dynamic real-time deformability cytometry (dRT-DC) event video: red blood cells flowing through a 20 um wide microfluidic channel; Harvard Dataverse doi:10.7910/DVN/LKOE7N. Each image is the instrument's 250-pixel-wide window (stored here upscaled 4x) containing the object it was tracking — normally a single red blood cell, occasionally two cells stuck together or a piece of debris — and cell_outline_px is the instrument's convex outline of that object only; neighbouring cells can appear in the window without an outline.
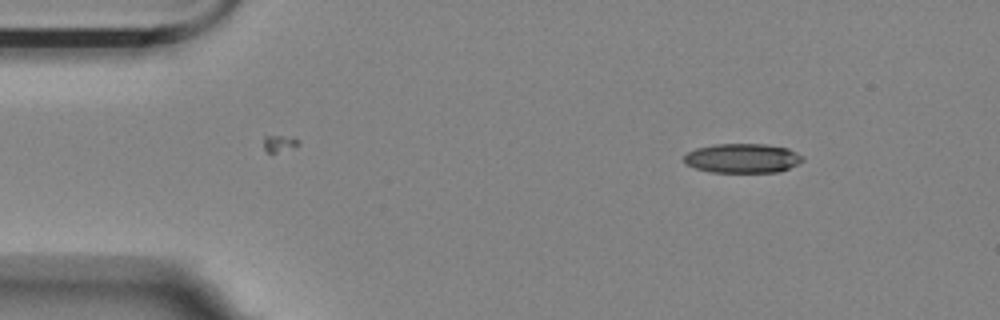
{"species": "Egyptian fruit bat (a non-hibernating species)", "species_latin": "Rousettus aegyptiacus", "temperature_condition": "room temperature", "stored_images_in_passage": 9, "camera_frame_rate_fps": 3000, "um_per_image_px": 0.085, "animal": {"sex": "female"}, "frame": {"image": 1, "passage_image": 1, "time_ms": 0.0, "image_size_px": [1000, 320], "cell_outline_px": [[804, 160], [780, 172], [712, 172], [696, 168], [684, 164], [684, 156], [688, 152], [696, 148], [712, 144], [764, 144], [788, 148], [804, 156]], "centroid_in_image_um": [63.1, 13.45], "position_along_channel_um": 21.9, "area_um2": 20.35}}
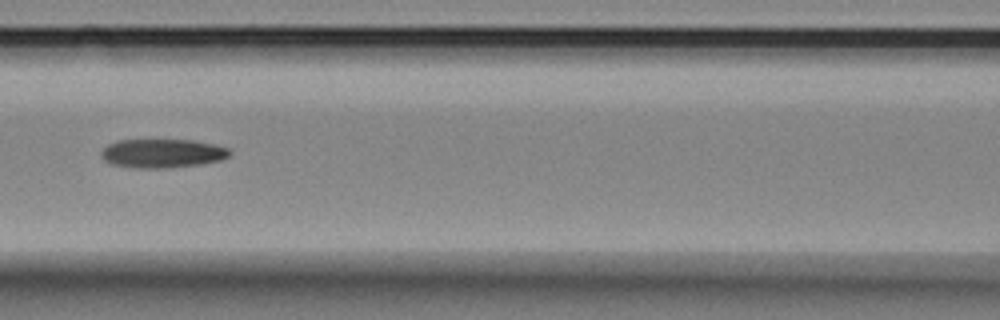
{"frame": {"image": 2, "passage_image": 6, "time_ms": 1.667, "image_size_px": [1000, 320], "cell_outline_px": [[232, 152], [228, 156], [220, 160], [200, 164], [168, 168], [132, 168], [112, 164], [104, 160], [100, 156], [100, 152], [108, 144], [120, 140], [192, 140], [212, 144], [228, 148]], "centroid_in_image_um": [13.77, 13.04], "position_along_channel_um": 152.8, "area_um2": 21.56}}
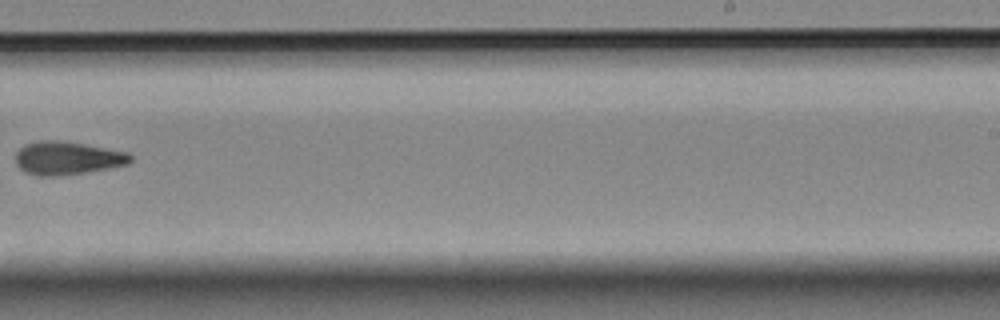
{"frame": {"image": 3, "passage_image": 9, "time_ms": 2.667, "image_size_px": [1000, 320], "cell_outline_px": [[132, 160], [128, 164], [108, 168], [84, 172], [56, 176], [40, 176], [24, 172], [16, 164], [16, 152], [24, 144], [40, 140], [56, 140], [84, 144], [128, 152], [132, 156]], "centroid_in_image_um": [5.7, 13.43], "position_along_channel_um": 283.3, "area_um2": 22.14}}